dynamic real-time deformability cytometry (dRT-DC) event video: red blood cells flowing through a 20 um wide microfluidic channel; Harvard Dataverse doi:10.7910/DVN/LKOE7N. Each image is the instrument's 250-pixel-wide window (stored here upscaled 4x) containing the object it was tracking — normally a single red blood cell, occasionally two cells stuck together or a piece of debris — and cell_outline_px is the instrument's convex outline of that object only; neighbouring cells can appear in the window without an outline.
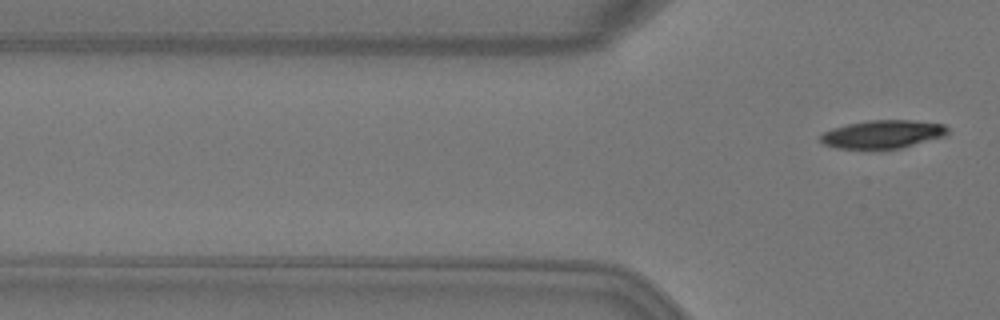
{"species": "Egyptian fruit bat (a non-hibernating species)", "species_latin": "Rousettus aegyptiacus", "temperature_condition": "warm", "stored_images_in_passage": 5, "camera_frame_rate_fps": 3000, "um_per_image_px": 0.085, "animal": {"sex": "female"}, "frame": {"image": 1, "passage_image": 5, "time_ms": 1.333, "image_size_px": [1000, 320], "cell_outline_px": [[948, 132], [944, 136], [900, 148], [880, 152], [836, 148], [824, 144], [820, 140], [820, 136], [824, 132], [832, 128], [848, 124], [868, 120], [912, 120], [944, 124], [948, 128]], "centroid_in_image_um": [74.99, 11.45], "position_along_channel_um": 50.8, "area_um2": 21.56}}